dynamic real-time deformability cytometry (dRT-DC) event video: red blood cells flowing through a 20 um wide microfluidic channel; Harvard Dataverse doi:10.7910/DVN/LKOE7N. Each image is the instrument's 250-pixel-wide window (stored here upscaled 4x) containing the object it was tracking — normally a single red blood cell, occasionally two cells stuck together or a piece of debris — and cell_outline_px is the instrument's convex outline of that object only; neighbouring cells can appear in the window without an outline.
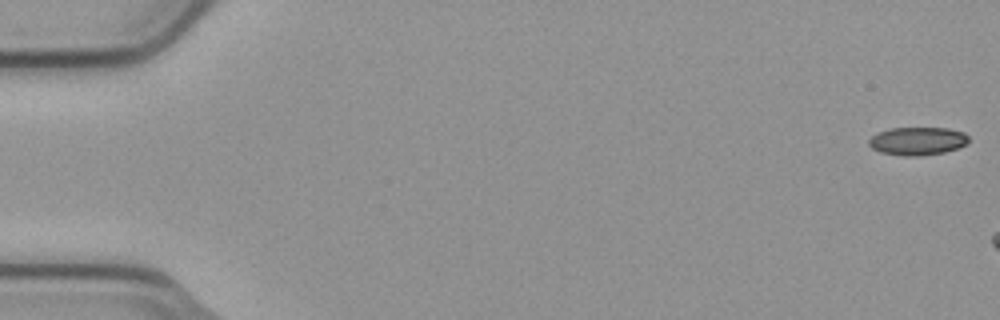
{"species": "common noctule bat (a hibernating species)", "species_latin": "Nyctalus noctula", "temperature_condition": "cold", "stored_images_in_passage": 3, "camera_frame_rate_fps": 3000, "um_per_image_px": 0.085, "animal": {"sex": "male", "body_mass_g": 23.1, "forearm_length_mm": 52.7}, "frame": {"image": 1, "passage_image": 1, "time_ms": 0.0, "image_size_px": [1000, 320], "cell_outline_px": [[968, 144], [960, 148], [944, 152], [920, 156], [904, 156], [880, 152], [872, 148], [868, 144], [868, 140], [876, 132], [888, 128], [948, 128], [964, 132], [968, 136]], "centroid_in_image_um": [77.99, 11.99], "position_along_channel_um": 7.0, "area_um2": 16.59}}